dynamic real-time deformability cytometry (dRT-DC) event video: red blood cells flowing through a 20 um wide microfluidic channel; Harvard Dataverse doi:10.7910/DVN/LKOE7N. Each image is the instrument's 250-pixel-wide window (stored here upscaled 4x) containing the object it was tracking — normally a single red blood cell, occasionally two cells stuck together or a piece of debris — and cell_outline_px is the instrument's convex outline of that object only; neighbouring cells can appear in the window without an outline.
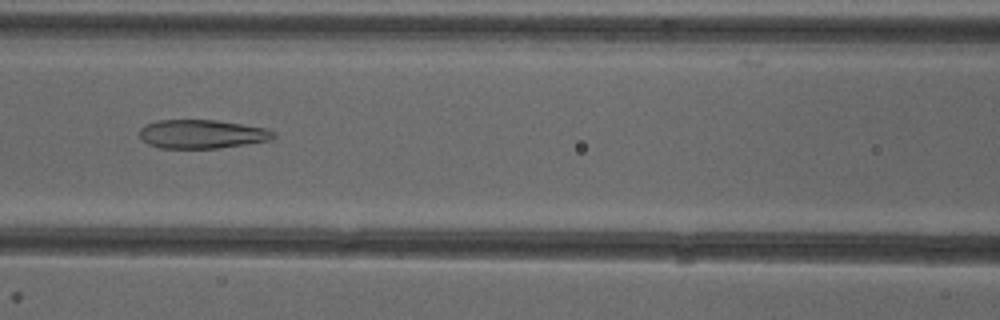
{"species": "common noctule bat (a hibernating species)", "species_latin": "Nyctalus noctula", "temperature_condition": "cold", "stored_images_in_passage": 52, "camera_frame_rate_fps": 3000, "um_per_image_px": 0.085, "animal": {"sex": "female"}, "frame": {"image": 1, "passage_image": 23, "time_ms": 7.333, "image_size_px": [1000, 320], "cell_outline_px": [[276, 136], [272, 140], [220, 148], [160, 148], [148, 144], [140, 136], [140, 128], [144, 124], [160, 120], [216, 120], [268, 128], [276, 132]], "centroid_in_image_um": [17.21, 11.39], "position_along_channel_um": 149.4, "area_um2": 22.6}}
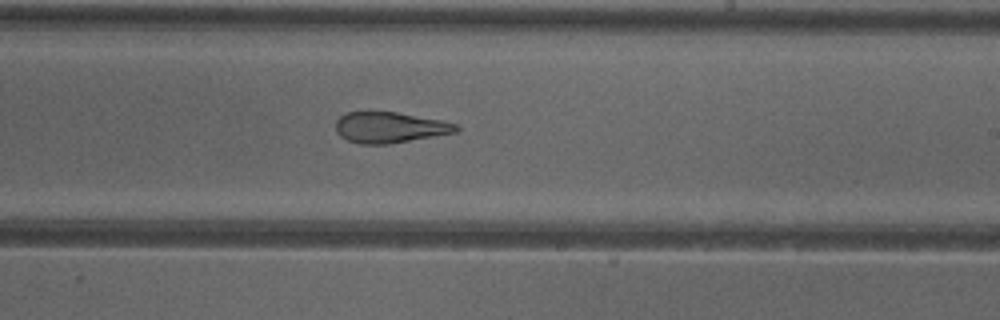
{"frame": {"image": 2, "passage_image": 31, "time_ms": 10.0, "image_size_px": [1000, 320], "cell_outline_px": [[460, 128], [456, 132], [388, 144], [360, 144], [348, 140], [340, 136], [336, 132], [336, 120], [340, 116], [348, 112], [396, 112], [444, 120], [456, 124]], "centroid_in_image_um": [33.13, 10.83], "position_along_channel_um": 255.9, "area_um2": 21.56}}
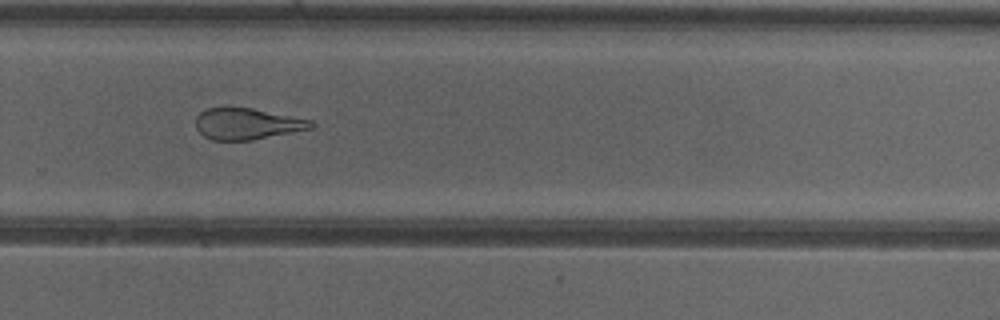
{"frame": {"image": 3, "passage_image": 35, "time_ms": 11.333, "image_size_px": [1000, 320], "cell_outline_px": [[316, 124], [312, 128], [252, 140], [212, 140], [204, 136], [196, 128], [196, 116], [204, 108], [220, 104], [252, 108], [312, 120]], "centroid_in_image_um": [20.93, 10.48], "position_along_channel_um": 308.9, "area_um2": 21.62}, "authors_computed_cell_mechanics": {"area_um2": 25.9233, "velocity_mm_per_s": 4.0017, "shape_relaxation_time_tau1_ms": null, "shape_relaxation_time_tau2_ms": 2.4979, "deformation_change_tau1": null, "deformation_change_tau2": 0.1226}}